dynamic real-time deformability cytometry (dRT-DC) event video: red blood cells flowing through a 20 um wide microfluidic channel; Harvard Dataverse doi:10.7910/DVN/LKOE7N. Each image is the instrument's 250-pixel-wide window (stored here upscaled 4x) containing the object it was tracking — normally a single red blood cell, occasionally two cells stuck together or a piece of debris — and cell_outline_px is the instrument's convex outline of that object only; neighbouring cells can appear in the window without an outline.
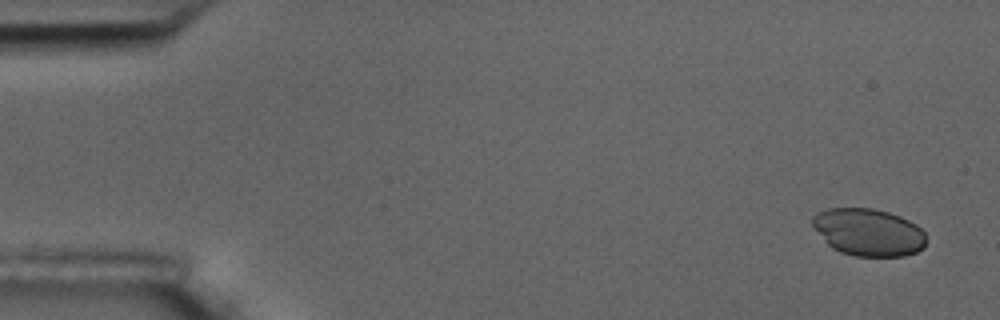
{"species": "common noctule bat (a hibernating species)", "species_latin": "Nyctalus noctula", "temperature_condition": "room temperature", "stored_images_in_passage": 5, "camera_frame_rate_fps": 3000, "um_per_image_px": 0.085, "animal": {"sex": "male", "body_mass_g": 17.5, "forearm_length_mm": 52.3}, "frame": {"image": 1, "passage_image": 1, "time_ms": 0.0, "image_size_px": [1000, 320], "cell_outline_px": [[924, 248], [916, 252], [904, 256], [856, 256], [840, 252], [832, 248], [828, 244], [812, 224], [812, 216], [828, 208], [872, 208], [888, 212], [900, 216], [916, 224], [924, 232]], "centroid_in_image_um": [73.82, 19.74], "position_along_channel_um": 11.2, "area_um2": 31.15}}